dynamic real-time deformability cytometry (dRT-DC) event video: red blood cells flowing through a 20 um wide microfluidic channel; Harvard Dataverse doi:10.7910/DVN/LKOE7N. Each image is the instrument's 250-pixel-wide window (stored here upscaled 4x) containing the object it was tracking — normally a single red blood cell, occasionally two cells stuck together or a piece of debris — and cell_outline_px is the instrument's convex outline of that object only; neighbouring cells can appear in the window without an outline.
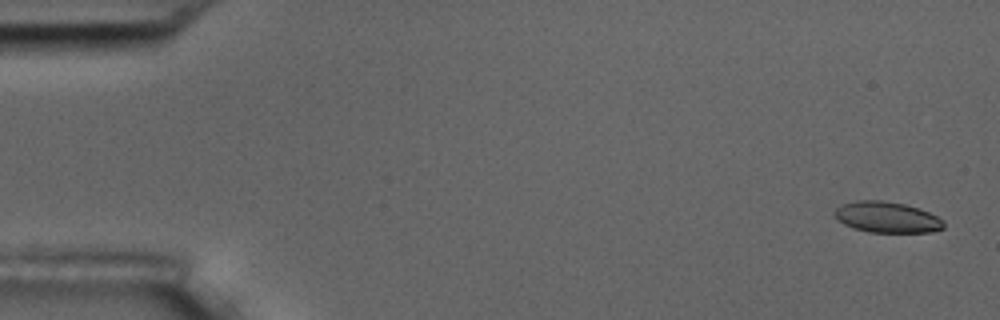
{"species": "common noctule bat (a hibernating species)", "species_latin": "Nyctalus noctula", "temperature_condition": "room temperature", "stored_images_in_passage": 15, "camera_frame_rate_fps": 3000, "um_per_image_px": 0.085, "animal": {"sex": "male", "body_mass_g": 17.5, "forearm_length_mm": 52.3}, "frame": {"image": 1, "passage_image": 1, "time_ms": 0.0, "image_size_px": [1000, 320], "cell_outline_px": [[944, 228], [932, 232], [868, 232], [852, 228], [836, 220], [832, 212], [836, 208], [844, 204], [856, 200], [884, 200], [904, 204], [928, 212], [944, 220]], "centroid_in_image_um": [75.35, 18.47], "position_along_channel_um": 9.6, "area_um2": 19.77}}
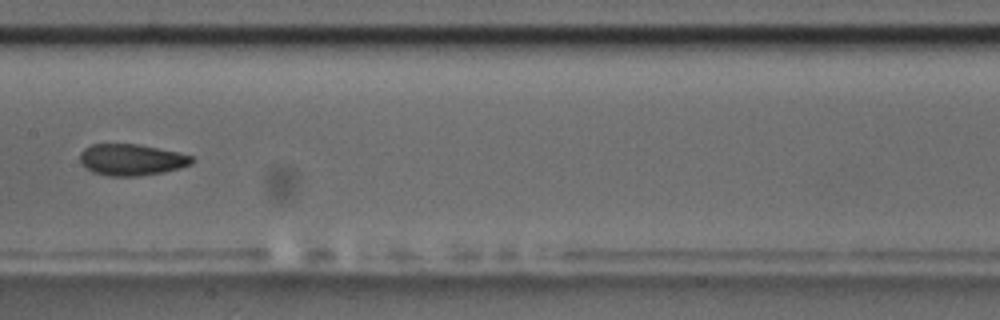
{"frame": {"image": 2, "passage_image": 8, "time_ms": 9.0, "image_size_px": [1000, 320], "cell_outline_px": [[196, 160], [192, 164], [180, 168], [164, 172], [140, 176], [108, 176], [92, 172], [80, 160], [80, 152], [84, 148], [92, 144], [140, 144], [176, 152], [192, 156]], "centroid_in_image_um": [11.2, 13.58], "position_along_channel_um": 196.2, "area_um2": 20.52}}
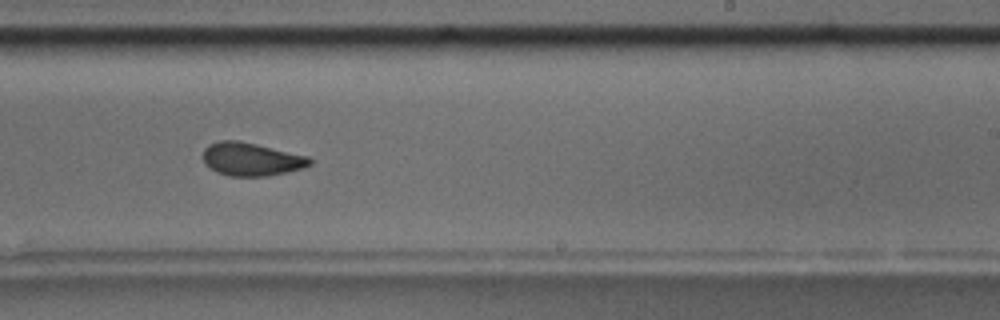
{"frame": {"image": 3, "passage_image": 10, "time_ms": 11.0, "image_size_px": [1000, 320], "cell_outline_px": [[312, 164], [304, 168], [268, 176], [228, 176], [216, 172], [204, 164], [204, 148], [208, 144], [220, 140], [240, 140], [308, 156], [312, 160]], "centroid_in_image_um": [21.35, 13.53], "position_along_channel_um": 267.6, "area_um2": 20.81}, "authors_computed_cell_mechanics": {"area_um2": 20.8658, "velocity_mm_per_s": 3.5822, "shape_relaxation_time_tau1_ms": 4.6019, "shape_relaxation_time_tau2_ms": 1.9923, "deformation_change_tau1": 0.1324, "deformation_change_tau2": 0.0617}}